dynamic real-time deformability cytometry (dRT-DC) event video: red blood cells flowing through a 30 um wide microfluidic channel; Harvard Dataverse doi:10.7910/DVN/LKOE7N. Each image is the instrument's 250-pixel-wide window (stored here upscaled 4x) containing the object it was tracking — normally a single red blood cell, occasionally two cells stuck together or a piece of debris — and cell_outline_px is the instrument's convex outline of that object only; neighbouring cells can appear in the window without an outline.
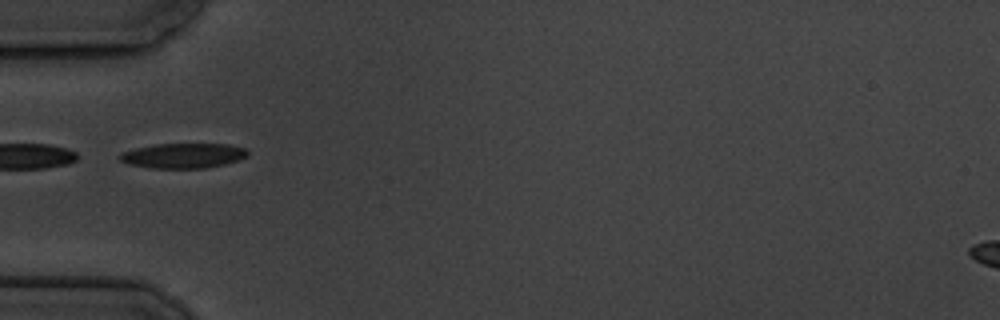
{"species": "common noctule bat (a hibernating species)", "species_latin": "Nyctalus noctula", "temperature_condition": "cold", "stored_images_in_passage": 9, "camera_frame_rate_fps": 3000, "um_per_image_px": 0.085, "animal": {"sex": "male", "body_mass_g": 19.5, "forearm_length_mm": 54.6}, "frame": {"image": 1, "passage_image": 6, "time_ms": 5.667, "image_size_px": [1000, 320], "cell_outline_px": [[248, 156], [224, 164], [204, 168], [152, 168], [128, 164], [120, 160], [116, 156], [124, 152], [136, 148], [156, 144], [228, 144], [248, 148]], "centroid_in_image_um": [15.58, 13.22], "position_along_channel_um": 69.4, "area_um2": 18.55}}
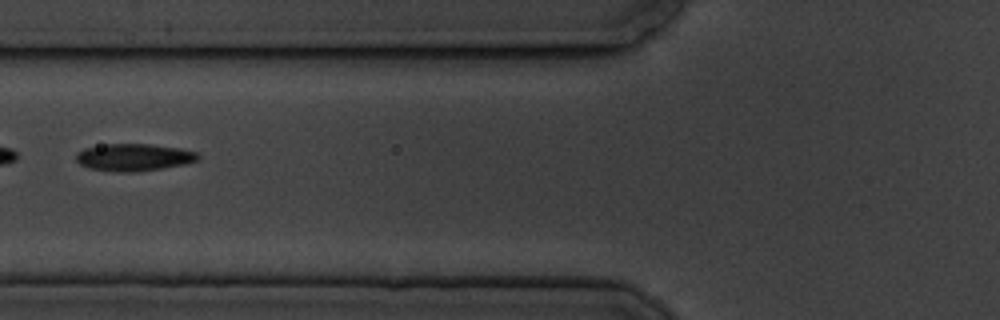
{"frame": {"image": 2, "passage_image": 7, "time_ms": 7.0, "image_size_px": [1000, 320], "cell_outline_px": [[200, 156], [196, 160], [184, 164], [136, 172], [116, 172], [88, 168], [80, 164], [76, 160], [76, 152], [84, 148], [108, 144], [148, 144], [180, 148], [200, 152]], "centroid_in_image_um": [11.37, 13.37], "position_along_channel_um": 114.4, "area_um2": 19.36}}
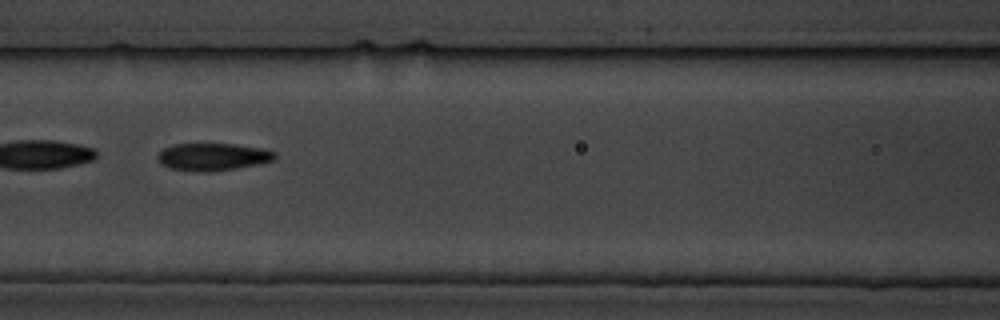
{"frame": {"image": 3, "passage_image": 8, "time_ms": 8.0, "image_size_px": [1000, 320], "cell_outline_px": [[276, 156], [272, 160], [260, 164], [212, 172], [196, 172], [168, 168], [160, 164], [156, 156], [164, 148], [176, 144], [236, 144], [264, 148], [276, 152]], "centroid_in_image_um": [18.08, 13.34], "position_along_channel_um": 148.5, "area_um2": 18.96}}